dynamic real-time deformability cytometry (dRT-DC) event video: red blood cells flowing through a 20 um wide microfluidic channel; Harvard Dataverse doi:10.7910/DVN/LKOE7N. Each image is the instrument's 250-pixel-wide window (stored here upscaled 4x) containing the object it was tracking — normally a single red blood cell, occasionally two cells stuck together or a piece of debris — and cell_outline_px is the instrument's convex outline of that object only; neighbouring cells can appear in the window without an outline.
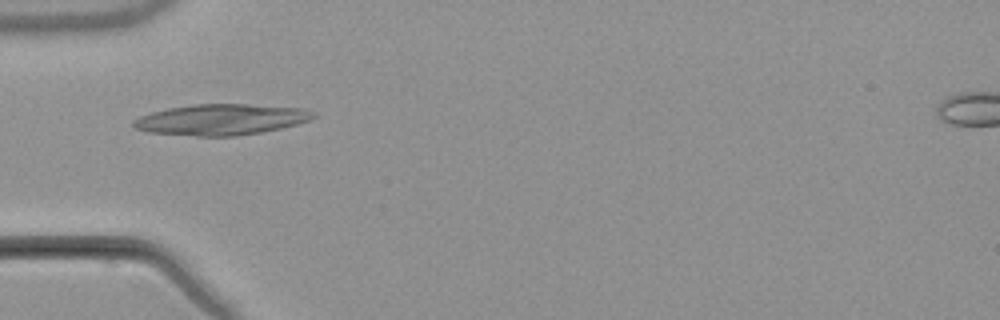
{"species": "common noctule bat (a hibernating species)", "species_latin": "Nyctalus noctula", "temperature_condition": "warm", "stored_images_in_passage": 5, "camera_frame_rate_fps": 3000, "um_per_image_px": 0.085, "animal": {"sex": "male", "body_mass_g": 21.5, "forearm_length_mm": 52.0}, "frame": {"image": 1, "passage_image": 5, "time_ms": 5.0, "image_size_px": [1000, 320], "cell_outline_px": [[316, 116], [312, 120], [280, 128], [260, 132], [236, 136], [196, 136], [148, 132], [136, 128], [132, 124], [132, 120], [140, 116], [152, 112], [168, 108], [196, 104], [248, 104], [304, 108], [316, 112]], "centroid_in_image_um": [18.82, 10.16], "position_along_channel_um": 66.2, "area_um2": 32.43}}